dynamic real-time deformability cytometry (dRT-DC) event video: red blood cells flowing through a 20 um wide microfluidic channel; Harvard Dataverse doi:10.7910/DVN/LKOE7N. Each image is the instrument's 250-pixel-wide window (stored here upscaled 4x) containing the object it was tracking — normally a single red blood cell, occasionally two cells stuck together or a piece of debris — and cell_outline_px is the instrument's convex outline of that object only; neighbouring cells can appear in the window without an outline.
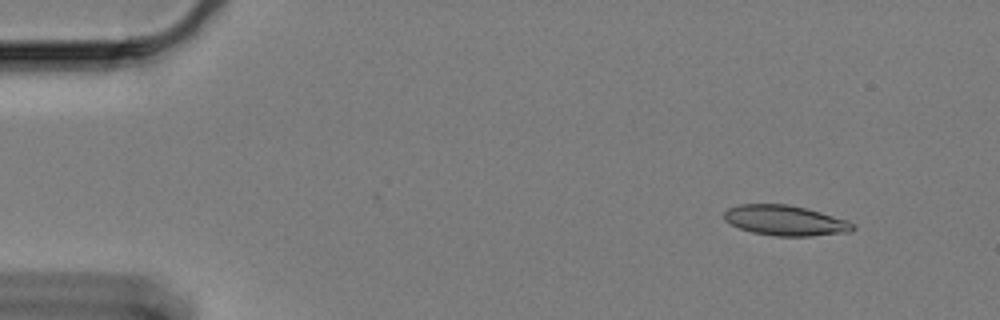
{"species": "Egyptian fruit bat (a non-hibernating species)", "species_latin": "Rousettus aegyptiacus", "temperature_condition": "cold", "stored_images_in_passage": 56, "segment_of_instrument_passage": [1, 2], "camera_frame_rate_fps": 3000, "um_per_image_px": 0.085, "animal": {"sex": "female"}, "frame": {"image": 1, "passage_image": 1, "time_ms": 0.0, "image_size_px": [1000, 320], "cell_outline_px": [[856, 228], [852, 232], [808, 236], [776, 236], [752, 232], [740, 228], [724, 220], [724, 212], [728, 208], [740, 204], [788, 204], [808, 208], [848, 220], [856, 224]], "centroid_in_image_um": [66.8, 18.73], "position_along_channel_um": 18.2, "area_um2": 22.89}}
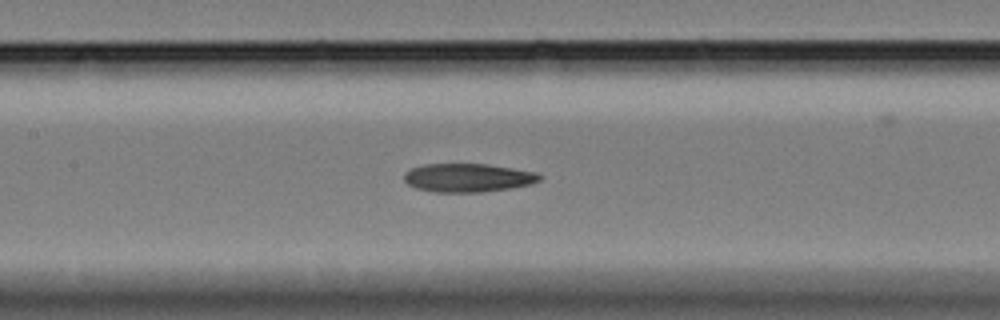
{"frame": {"image": 2, "passage_image": 23, "time_ms": 7.333, "image_size_px": [1000, 320], "cell_outline_px": [[544, 176], [540, 180], [532, 184], [512, 188], [484, 192], [436, 192], [416, 188], [408, 184], [404, 180], [404, 172], [412, 168], [424, 164], [488, 164], [536, 172]], "centroid_in_image_um": [39.8, 15.11], "position_along_channel_um": 167.6, "area_um2": 22.66}}
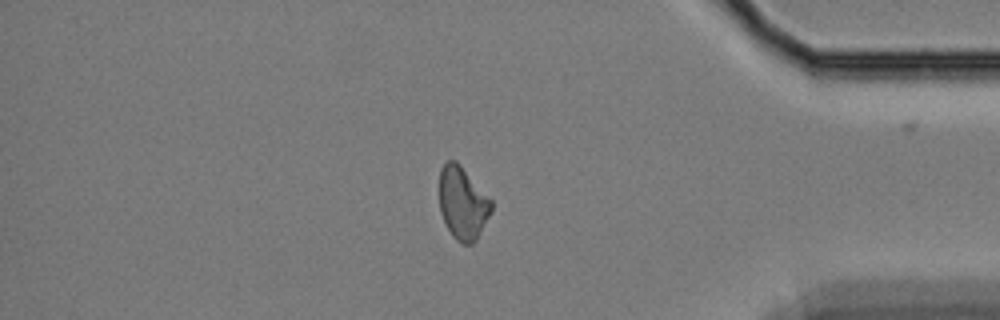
{"frame": {"image": 3, "passage_image": 46, "time_ms": 15.0, "image_size_px": [1000, 320], "cell_outline_px": [[492, 212], [476, 240], [472, 244], [464, 244], [456, 240], [452, 236], [440, 212], [440, 168], [448, 160], [456, 160], [460, 164], [492, 200]], "centroid_in_image_um": [39.34, 17.26], "position_along_channel_um": 395.9, "area_um2": 22.02}}